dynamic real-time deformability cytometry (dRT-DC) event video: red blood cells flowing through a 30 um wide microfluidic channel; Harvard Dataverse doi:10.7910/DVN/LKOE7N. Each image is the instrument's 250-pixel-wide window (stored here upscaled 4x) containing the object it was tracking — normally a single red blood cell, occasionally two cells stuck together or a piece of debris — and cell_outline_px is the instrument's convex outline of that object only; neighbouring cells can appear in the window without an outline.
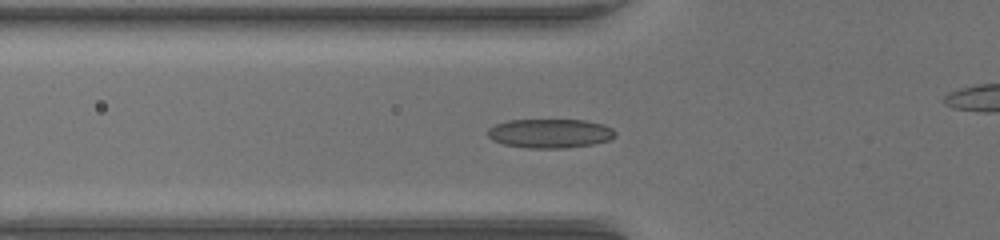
{"species": "common noctule bat (a hibernating species)", "species_latin": "Nyctalus noctula", "temperature_condition": "warm", "stored_images_in_passage": 42, "camera_frame_rate_fps": 3000, "um_per_image_px": 0.085, "animal": {"sex": "female", "body_mass_g": 17.0, "forearm_length_mm": 48.0}, "frame": {"image": 1, "passage_image": 8, "time_ms": 2.333, "image_size_px": [1000, 240], "cell_outline_px": [[616, 136], [608, 140], [592, 144], [564, 148], [528, 148], [504, 144], [492, 140], [488, 136], [488, 128], [496, 124], [508, 120], [584, 120], [604, 124], [612, 128], [616, 132]], "centroid_in_image_um": [46.76, 11.33], "position_along_channel_um": 79.0, "area_um2": 21.62}}
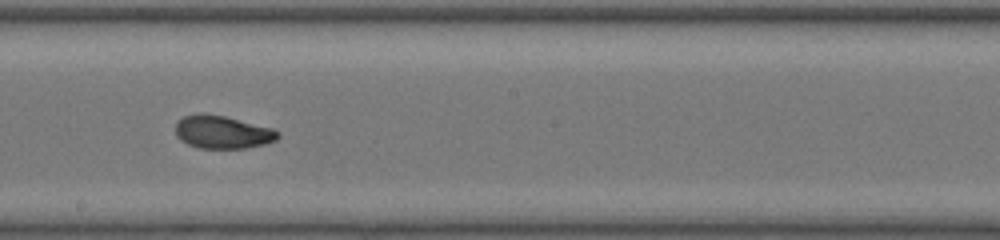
{"frame": {"image": 2, "passage_image": 19, "time_ms": 6.0, "image_size_px": [1000, 240], "cell_outline_px": [[280, 136], [276, 140], [264, 144], [244, 148], [200, 148], [188, 144], [180, 140], [176, 136], [176, 124], [184, 116], [200, 112], [224, 116], [272, 128], [280, 132]], "centroid_in_image_um": [18.9, 11.22], "position_along_channel_um": 229.3, "area_um2": 19.59}}
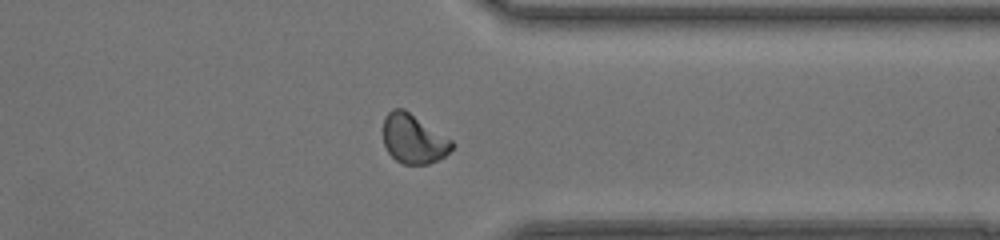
{"frame": {"image": 3, "passage_image": 30, "time_ms": 9.667, "image_size_px": [1000, 240], "cell_outline_px": [[456, 144], [444, 156], [428, 164], [404, 164], [396, 160], [388, 152], [384, 144], [384, 116], [392, 108], [404, 108], [452, 140]], "centroid_in_image_um": [35.14, 11.79], "position_along_channel_um": 376.3, "area_um2": 19.65}, "authors_computed_cell_mechanics": {"area_um2": 19.6231, "velocity_mm_per_s": 4.0814, "shape_relaxation_time_tau1_ms": 10.6134, "shape_relaxation_time_tau2_ms": 1.4818, "deformation_change_tau1": 0.3014, "deformation_change_tau2": 0.0532}}